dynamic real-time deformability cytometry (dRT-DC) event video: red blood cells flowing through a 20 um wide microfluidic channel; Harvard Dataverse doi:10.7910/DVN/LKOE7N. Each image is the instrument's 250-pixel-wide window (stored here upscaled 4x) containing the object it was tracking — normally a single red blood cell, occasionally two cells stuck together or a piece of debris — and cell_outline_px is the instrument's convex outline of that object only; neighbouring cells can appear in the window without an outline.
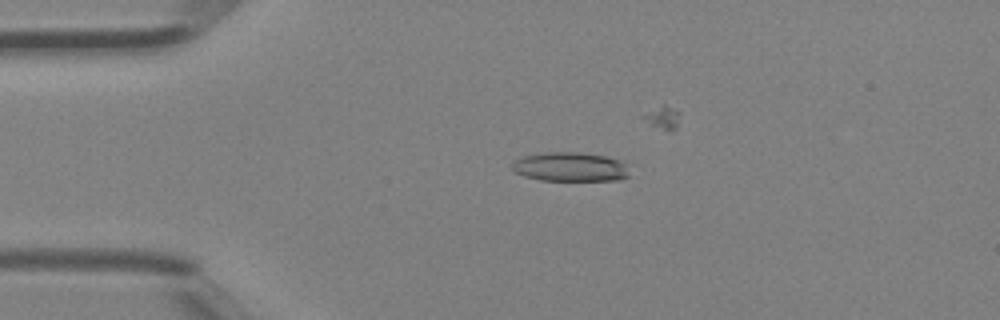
{"species": "Egyptian fruit bat (a non-hibernating species)", "species_latin": "Rousettus aegyptiacus", "temperature_condition": "room temperature", "stored_images_in_passage": 5, "camera_frame_rate_fps": 3000, "um_per_image_px": 0.085, "animal": {"sex": "female"}, "frame": {"image": 1, "passage_image": 4, "time_ms": 1.0, "image_size_px": [1000, 320], "cell_outline_px": [[632, 164], [628, 176], [620, 180], [540, 180], [524, 176], [516, 172], [512, 168], [512, 164], [516, 160], [524, 156], [548, 152], [580, 152], [604, 156], [620, 160]], "centroid_in_image_um": [48.56, 14.18], "position_along_channel_um": 36.4, "area_um2": 20.11}}